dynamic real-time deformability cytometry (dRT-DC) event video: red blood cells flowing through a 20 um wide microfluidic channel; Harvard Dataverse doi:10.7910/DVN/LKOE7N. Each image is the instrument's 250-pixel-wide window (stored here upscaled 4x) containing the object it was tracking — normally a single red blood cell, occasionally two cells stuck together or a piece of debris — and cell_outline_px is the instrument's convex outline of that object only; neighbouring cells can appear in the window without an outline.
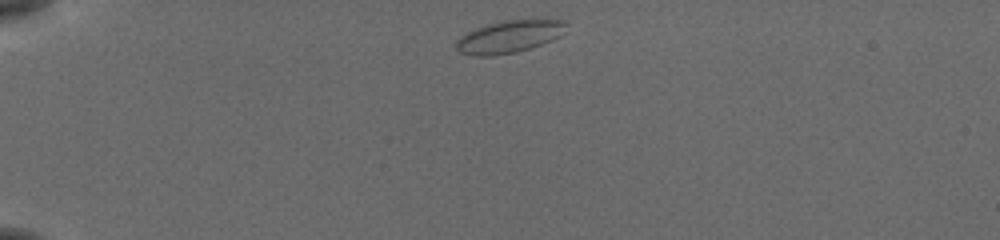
{"species": "common noctule bat (a hibernating species)", "species_latin": "Nyctalus noctula", "temperature_condition": "cold", "stored_images_in_passage": 41, "camera_frame_rate_fps": 3000, "um_per_image_px": 0.085, "animal": {"sex": "female", "body_mass_g": 19.5, "forearm_length_mm": 54.1}, "frame": {"image": 1, "passage_image": 1, "time_ms": 0.0, "image_size_px": [1000, 240], "cell_outline_px": [[568, 24], [560, 36], [552, 40], [516, 52], [488, 56], [472, 56], [460, 52], [456, 48], [456, 40], [460, 36], [476, 28], [488, 24], [508, 20], [564, 20]], "centroid_in_image_um": [43.26, 3.12], "position_along_channel_um": 41.7, "area_um2": 20.46}}
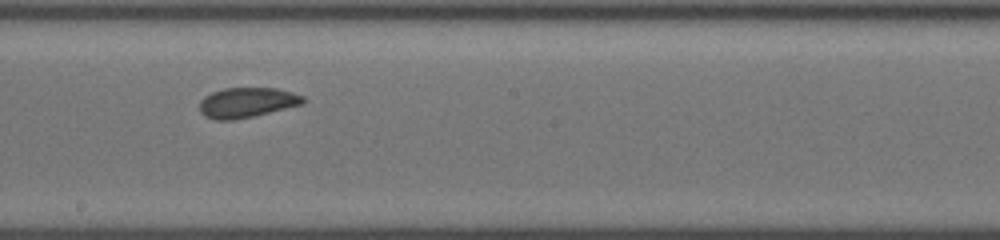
{"frame": {"image": 2, "passage_image": 20, "time_ms": 6.333, "image_size_px": [1000, 240], "cell_outline_px": [[308, 100], [304, 104], [252, 116], [232, 120], [216, 120], [204, 116], [200, 112], [200, 100], [204, 96], [212, 92], [224, 88], [276, 88], [292, 92], [304, 96]], "centroid_in_image_um": [21.0, 8.71], "position_along_channel_um": 227.2, "area_um2": 18.21}}
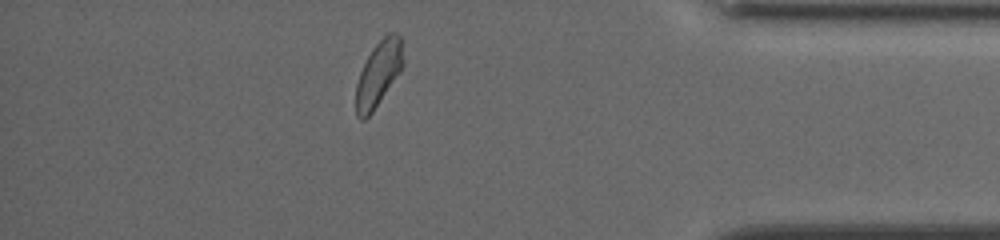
{"frame": {"image": 3, "passage_image": 36, "time_ms": 11.667, "image_size_px": [1000, 240], "cell_outline_px": [[404, 64], [400, 72], [372, 112], [364, 120], [360, 120], [356, 116], [356, 84], [360, 72], [372, 48], [388, 32], [396, 32], [400, 36], [404, 60]], "centroid_in_image_um": [32.18, 6.26], "position_along_channel_um": 403.0, "area_um2": 17.86}, "authors_computed_cell_mechanics": {"area_um2": 18.1492, "velocity_mm_per_s": 3.7779, "shape_relaxation_time_tau1_ms": null, "shape_relaxation_time_tau2_ms": 1.4224, "deformation_change_tau1": null, "deformation_change_tau2": 0.041}}